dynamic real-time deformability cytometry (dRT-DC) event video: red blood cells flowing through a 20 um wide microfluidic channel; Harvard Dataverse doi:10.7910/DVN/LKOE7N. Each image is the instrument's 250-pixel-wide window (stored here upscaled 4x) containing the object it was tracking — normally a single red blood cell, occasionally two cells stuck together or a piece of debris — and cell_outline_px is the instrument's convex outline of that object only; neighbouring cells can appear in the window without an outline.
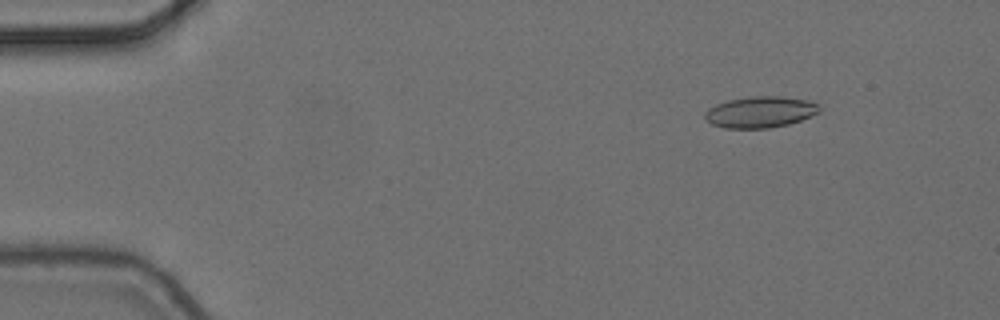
{"species": "common noctule bat (a hibernating species)", "species_latin": "Nyctalus noctula", "temperature_condition": "cold", "stored_images_in_passage": 4, "camera_frame_rate_fps": 3000, "um_per_image_px": 0.085, "animal": {"sex": "female", "body_mass_g": 24.6, "forearm_length_mm": 56.2}, "frame": {"image": 1, "passage_image": 2, "time_ms": 0.333, "image_size_px": [1000, 320], "cell_outline_px": [[820, 112], [800, 120], [788, 124], [768, 128], [724, 128], [712, 124], [704, 116], [704, 112], [708, 108], [716, 104], [728, 100], [752, 96], [780, 96], [804, 100], [820, 104]], "centroid_in_image_um": [64.61, 9.52], "position_along_channel_um": 20.4, "area_um2": 20.75}}